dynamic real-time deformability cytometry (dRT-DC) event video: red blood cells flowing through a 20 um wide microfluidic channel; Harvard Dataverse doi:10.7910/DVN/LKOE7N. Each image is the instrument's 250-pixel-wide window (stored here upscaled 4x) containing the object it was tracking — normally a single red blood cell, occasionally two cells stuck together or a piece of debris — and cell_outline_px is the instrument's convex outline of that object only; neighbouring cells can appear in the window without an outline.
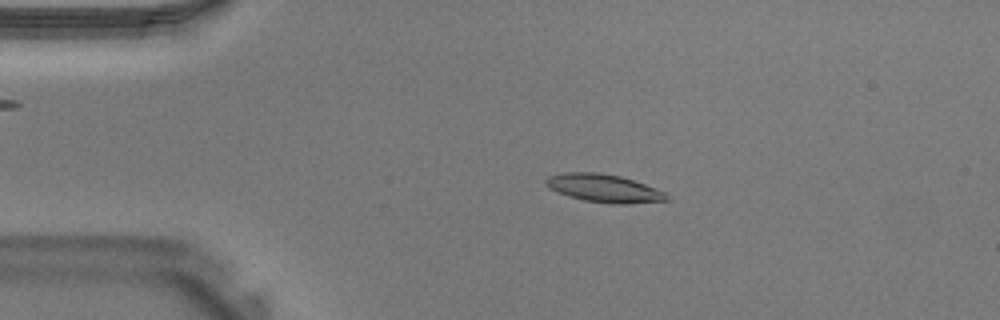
{"species": "Egyptian fruit bat (a non-hibernating species)", "species_latin": "Rousettus aegyptiacus", "temperature_condition": "warm", "stored_images_in_passage": 40, "camera_frame_rate_fps": 3000, "um_per_image_px": 0.085, "animal": {"sex": "male"}, "frame": {"image": 1, "passage_image": 8, "time_ms": 2.333, "image_size_px": [1000, 320], "cell_outline_px": [[668, 200], [624, 204], [612, 204], [584, 200], [568, 196], [548, 188], [544, 184], [544, 180], [548, 176], [564, 172], [600, 172], [620, 176], [656, 188], [664, 192], [668, 196]], "centroid_in_image_um": [51.28, 15.99], "position_along_channel_um": 33.7, "area_um2": 19.71}}
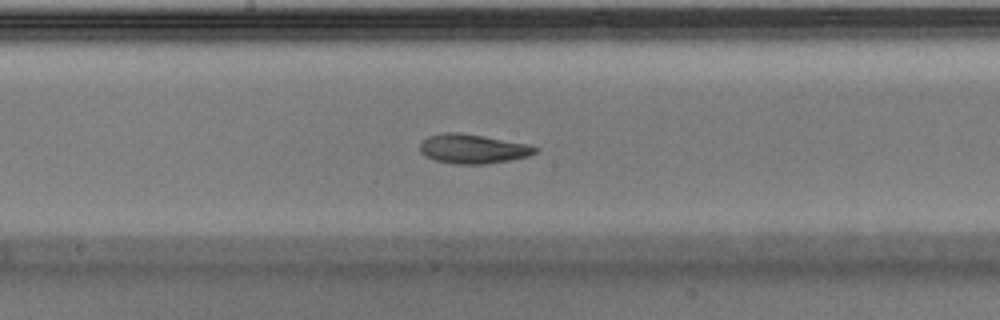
{"frame": {"image": 2, "passage_image": 21, "time_ms": 6.667, "image_size_px": [1000, 320], "cell_outline_px": [[540, 148], [536, 152], [528, 156], [508, 160], [484, 164], [452, 164], [436, 160], [424, 156], [420, 152], [420, 144], [428, 136], [444, 132], [456, 132], [484, 136], [528, 144]], "centroid_in_image_um": [40.17, 12.65], "position_along_channel_um": 208.0, "area_um2": 19.65}}
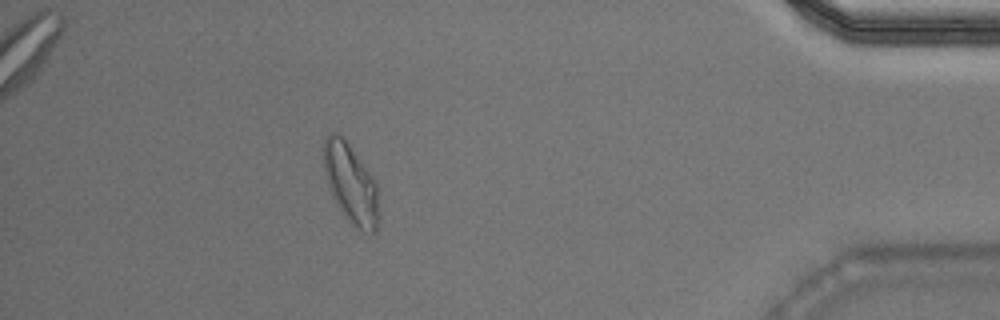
{"frame": {"image": 3, "passage_image": 36, "time_ms": 11.667, "image_size_px": [1000, 320], "cell_outline_px": [[380, 220], [376, 232], [364, 232], [356, 228], [344, 216], [336, 204], [328, 188], [324, 172], [324, 140], [328, 132], [336, 132], [344, 136], [376, 180], [380, 212]], "centroid_in_image_um": [29.84, 15.61], "position_along_channel_um": 405.4, "area_um2": 26.36}}